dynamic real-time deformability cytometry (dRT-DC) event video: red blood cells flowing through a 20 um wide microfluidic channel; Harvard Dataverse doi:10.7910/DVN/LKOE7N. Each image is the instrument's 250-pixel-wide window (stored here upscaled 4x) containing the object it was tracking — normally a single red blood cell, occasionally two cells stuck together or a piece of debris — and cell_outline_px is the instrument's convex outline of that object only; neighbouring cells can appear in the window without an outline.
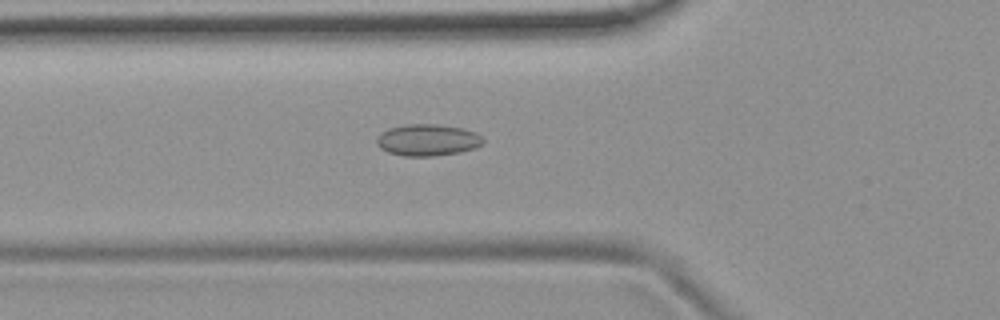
{"species": "common noctule bat (a hibernating species)", "species_latin": "Nyctalus noctula", "temperature_condition": "room temperature", "stored_images_in_passage": 43, "camera_frame_rate_fps": 3000, "um_per_image_px": 0.085, "animal": {"sex": "female", "body_mass_g": 19.9}, "frame": {"image": 1, "passage_image": 9, "time_ms": 2.667, "image_size_px": [1000, 320], "cell_outline_px": [[484, 140], [480, 144], [472, 148], [460, 152], [432, 156], [404, 156], [388, 152], [380, 148], [376, 144], [376, 140], [388, 128], [404, 124], [436, 124], [464, 128], [476, 132]], "centroid_in_image_um": [36.33, 11.89], "position_along_channel_um": 89.5, "area_um2": 19.48}}
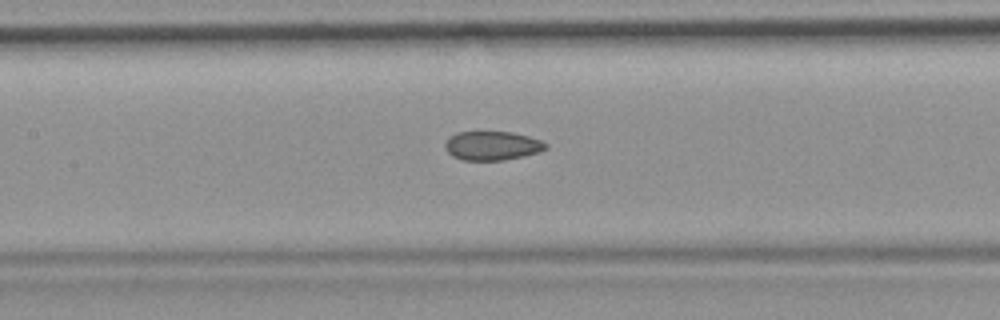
{"frame": {"image": 2, "passage_image": 15, "time_ms": 4.667, "image_size_px": [1000, 320], "cell_outline_px": [[548, 148], [540, 152], [524, 156], [504, 160], [464, 160], [452, 156], [444, 148], [444, 144], [456, 132], [512, 132], [528, 136], [540, 140], [548, 144]], "centroid_in_image_um": [41.86, 12.39], "position_along_channel_um": 165.5, "area_um2": 16.99}}
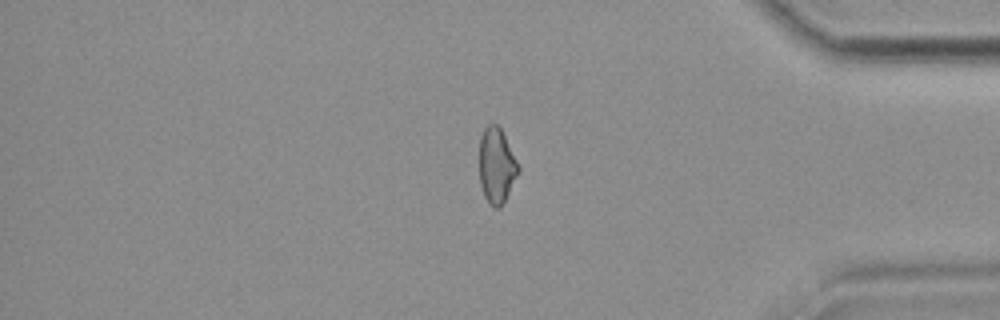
{"frame": {"image": 3, "passage_image": 35, "time_ms": 11.333, "image_size_px": [1000, 320], "cell_outline_px": [[520, 168], [500, 208], [492, 208], [488, 204], [484, 196], [480, 184], [480, 136], [484, 128], [488, 124], [496, 124], [500, 128]], "centroid_in_image_um": [42.17, 14.09], "position_along_channel_um": 393.0, "area_um2": 16.76}, "authors_computed_cell_mechanics": {"area_um2": 17.629, "velocity_mm_per_s": 3.787, "shape_relaxation_time_tau1_ms": null, "shape_relaxation_time_tau2_ms": 2.3798, "deformation_change_tau1": null, "deformation_change_tau2": 0.073}}